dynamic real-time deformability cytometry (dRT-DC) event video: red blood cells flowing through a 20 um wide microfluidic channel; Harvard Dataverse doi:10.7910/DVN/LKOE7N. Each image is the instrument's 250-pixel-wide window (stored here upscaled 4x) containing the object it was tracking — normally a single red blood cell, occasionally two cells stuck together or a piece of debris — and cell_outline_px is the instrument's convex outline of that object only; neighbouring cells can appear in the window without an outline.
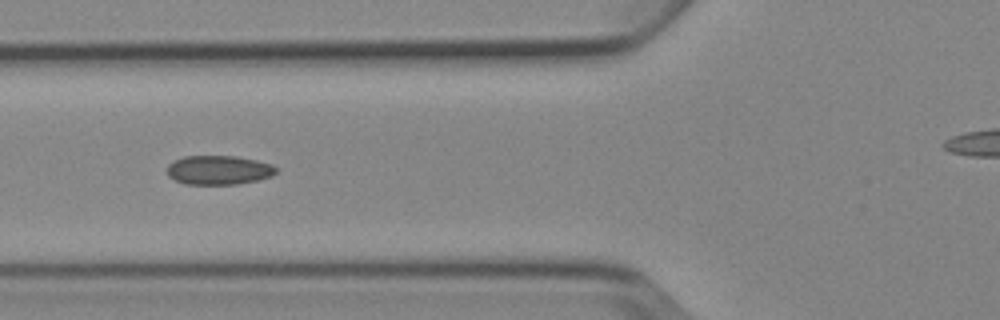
{"species": "Egyptian fruit bat (a non-hibernating species)", "species_latin": "Rousettus aegyptiacus", "temperature_condition": "cold", "stored_images_in_passage": 7, "camera_frame_rate_fps": 3000, "um_per_image_px": 0.085, "animal": {"sex": "female"}, "frame": {"image": 1, "passage_image": 5, "time_ms": 4.667, "image_size_px": [1000, 320], "cell_outline_px": [[276, 172], [272, 176], [256, 180], [236, 184], [184, 184], [168, 176], [168, 164], [172, 160], [184, 156], [236, 156], [256, 160], [272, 164], [276, 168]], "centroid_in_image_um": [18.57, 14.44], "position_along_channel_um": 107.2, "area_um2": 18.5}}
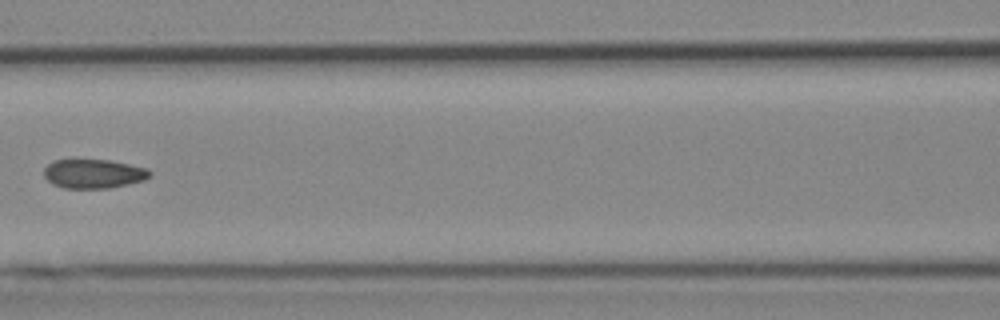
{"frame": {"image": 2, "passage_image": 6, "time_ms": 6.0, "image_size_px": [1000, 320], "cell_outline_px": [[152, 176], [144, 180], [128, 184], [108, 188], [64, 188], [52, 184], [44, 176], [44, 168], [48, 164], [56, 160], [112, 160], [148, 168], [152, 172]], "centroid_in_image_um": [7.99, 14.76], "position_along_channel_um": 158.6, "area_um2": 18.03}}
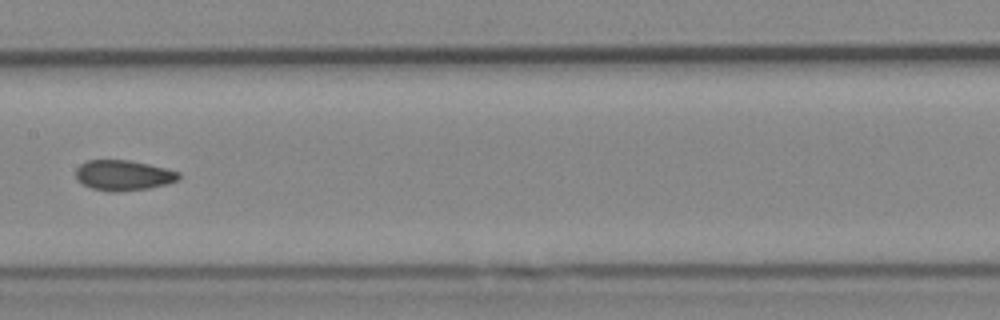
{"frame": {"image": 3, "passage_image": 7, "time_ms": 7.0, "image_size_px": [1000, 320], "cell_outline_px": [[180, 180], [168, 184], [148, 188], [116, 192], [112, 192], [92, 188], [76, 180], [76, 168], [80, 164], [88, 160], [128, 160], [148, 164], [180, 172]], "centroid_in_image_um": [10.49, 14.9], "position_along_channel_um": 196.9, "area_um2": 18.21}}